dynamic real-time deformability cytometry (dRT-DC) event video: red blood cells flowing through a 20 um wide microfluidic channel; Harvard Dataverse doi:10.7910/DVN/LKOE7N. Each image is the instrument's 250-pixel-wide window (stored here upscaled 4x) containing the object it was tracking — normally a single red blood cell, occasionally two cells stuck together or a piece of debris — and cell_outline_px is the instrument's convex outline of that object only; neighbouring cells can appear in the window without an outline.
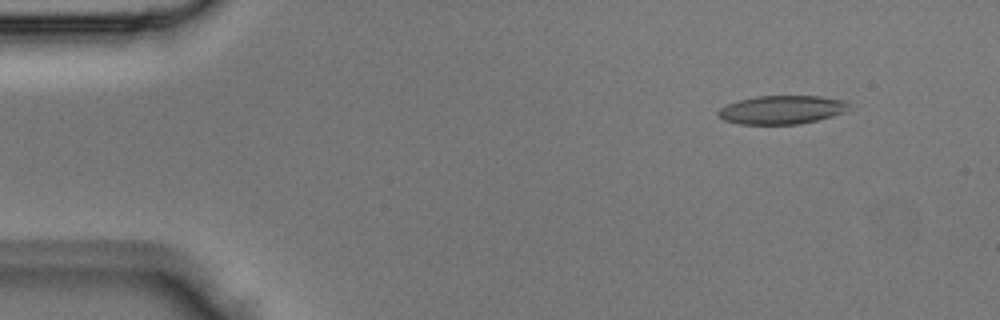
{"species": "Egyptian fruit bat (a non-hibernating species)", "species_latin": "Rousettus aegyptiacus", "temperature_condition": "room temperature", "stored_images_in_passage": 4, "camera_frame_rate_fps": 3000, "um_per_image_px": 0.085, "animal": {"sex": "male"}, "frame": {"image": 1, "passage_image": 2, "time_ms": 0.333, "image_size_px": [1000, 320], "cell_outline_px": [[848, 108], [844, 112], [832, 116], [800, 124], [740, 124], [724, 120], [716, 116], [716, 112], [720, 108], [728, 104], [740, 100], [756, 96], [820, 96], [840, 100], [848, 104]], "centroid_in_image_um": [66.39, 9.34], "position_along_channel_um": 18.6, "area_um2": 21.56}}